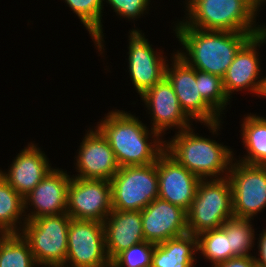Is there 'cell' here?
Returning <instances> with one entry per match:
<instances>
[{
  "mask_svg": "<svg viewBox=\"0 0 266 267\" xmlns=\"http://www.w3.org/2000/svg\"><path fill=\"white\" fill-rule=\"evenodd\" d=\"M175 32L187 52L185 54L178 51L176 52L178 56L196 70L215 74L221 78L239 49L252 36L260 34L201 30L194 27H176Z\"/></svg>",
  "mask_w": 266,
  "mask_h": 267,
  "instance_id": "1",
  "label": "cell"
},
{
  "mask_svg": "<svg viewBox=\"0 0 266 267\" xmlns=\"http://www.w3.org/2000/svg\"><path fill=\"white\" fill-rule=\"evenodd\" d=\"M96 128L109 142L119 167L155 163L165 151L166 141L159 137L147 143L150 134L147 127L130 113L111 111Z\"/></svg>",
  "mask_w": 266,
  "mask_h": 267,
  "instance_id": "2",
  "label": "cell"
},
{
  "mask_svg": "<svg viewBox=\"0 0 266 267\" xmlns=\"http://www.w3.org/2000/svg\"><path fill=\"white\" fill-rule=\"evenodd\" d=\"M186 4L188 20L176 27L238 33H262L266 29L263 25L256 27L257 10L246 0H187Z\"/></svg>",
  "mask_w": 266,
  "mask_h": 267,
  "instance_id": "3",
  "label": "cell"
},
{
  "mask_svg": "<svg viewBox=\"0 0 266 267\" xmlns=\"http://www.w3.org/2000/svg\"><path fill=\"white\" fill-rule=\"evenodd\" d=\"M193 130L190 127L178 131L173 140L165 143V151L200 179H219L217 175L230 170L233 151L215 140L196 135Z\"/></svg>",
  "mask_w": 266,
  "mask_h": 267,
  "instance_id": "4",
  "label": "cell"
},
{
  "mask_svg": "<svg viewBox=\"0 0 266 267\" xmlns=\"http://www.w3.org/2000/svg\"><path fill=\"white\" fill-rule=\"evenodd\" d=\"M213 179V180H212ZM201 179L187 211L188 233L195 236L220 228L233 217L232 189L227 177Z\"/></svg>",
  "mask_w": 266,
  "mask_h": 267,
  "instance_id": "5",
  "label": "cell"
},
{
  "mask_svg": "<svg viewBox=\"0 0 266 267\" xmlns=\"http://www.w3.org/2000/svg\"><path fill=\"white\" fill-rule=\"evenodd\" d=\"M70 221L71 217L64 213L40 216L23 222L21 235L28 242L37 265H65Z\"/></svg>",
  "mask_w": 266,
  "mask_h": 267,
  "instance_id": "6",
  "label": "cell"
},
{
  "mask_svg": "<svg viewBox=\"0 0 266 267\" xmlns=\"http://www.w3.org/2000/svg\"><path fill=\"white\" fill-rule=\"evenodd\" d=\"M110 184L113 210L141 211L158 198L157 161L120 167Z\"/></svg>",
  "mask_w": 266,
  "mask_h": 267,
  "instance_id": "7",
  "label": "cell"
},
{
  "mask_svg": "<svg viewBox=\"0 0 266 267\" xmlns=\"http://www.w3.org/2000/svg\"><path fill=\"white\" fill-rule=\"evenodd\" d=\"M237 162L232 161L225 175L231 184L233 215L252 219L266 207V165Z\"/></svg>",
  "mask_w": 266,
  "mask_h": 267,
  "instance_id": "8",
  "label": "cell"
},
{
  "mask_svg": "<svg viewBox=\"0 0 266 267\" xmlns=\"http://www.w3.org/2000/svg\"><path fill=\"white\" fill-rule=\"evenodd\" d=\"M173 56V68L171 66L170 69L167 63L165 77L171 83L181 109L189 118L204 123L216 134L221 122L220 115L202 98L196 82V69L189 66L177 53Z\"/></svg>",
  "mask_w": 266,
  "mask_h": 267,
  "instance_id": "9",
  "label": "cell"
},
{
  "mask_svg": "<svg viewBox=\"0 0 266 267\" xmlns=\"http://www.w3.org/2000/svg\"><path fill=\"white\" fill-rule=\"evenodd\" d=\"M109 262L103 223L71 218L63 267H105Z\"/></svg>",
  "mask_w": 266,
  "mask_h": 267,
  "instance_id": "10",
  "label": "cell"
},
{
  "mask_svg": "<svg viewBox=\"0 0 266 267\" xmlns=\"http://www.w3.org/2000/svg\"><path fill=\"white\" fill-rule=\"evenodd\" d=\"M112 210L110 181L71 177L66 209L71 218L103 223Z\"/></svg>",
  "mask_w": 266,
  "mask_h": 267,
  "instance_id": "11",
  "label": "cell"
},
{
  "mask_svg": "<svg viewBox=\"0 0 266 267\" xmlns=\"http://www.w3.org/2000/svg\"><path fill=\"white\" fill-rule=\"evenodd\" d=\"M266 29L252 36L237 52L233 62L223 76V86L229 99L234 91L249 89L252 93L262 96L265 78H259L260 61L257 47L266 42ZM260 79V80H257ZM257 80V81H256Z\"/></svg>",
  "mask_w": 266,
  "mask_h": 267,
  "instance_id": "12",
  "label": "cell"
},
{
  "mask_svg": "<svg viewBox=\"0 0 266 267\" xmlns=\"http://www.w3.org/2000/svg\"><path fill=\"white\" fill-rule=\"evenodd\" d=\"M157 174L158 198L188 211L201 179L180 165L166 151L157 159Z\"/></svg>",
  "mask_w": 266,
  "mask_h": 267,
  "instance_id": "13",
  "label": "cell"
},
{
  "mask_svg": "<svg viewBox=\"0 0 266 267\" xmlns=\"http://www.w3.org/2000/svg\"><path fill=\"white\" fill-rule=\"evenodd\" d=\"M148 110L152 113L153 137H161L165 130L173 127L178 131L190 128V119L181 109L176 93L166 77L145 91L141 96ZM181 128V130H180Z\"/></svg>",
  "mask_w": 266,
  "mask_h": 267,
  "instance_id": "14",
  "label": "cell"
},
{
  "mask_svg": "<svg viewBox=\"0 0 266 267\" xmlns=\"http://www.w3.org/2000/svg\"><path fill=\"white\" fill-rule=\"evenodd\" d=\"M129 38L130 77L137 93L141 96L165 77L167 60L163 55L158 56L157 52H154V48L152 49L140 30L133 29Z\"/></svg>",
  "mask_w": 266,
  "mask_h": 267,
  "instance_id": "15",
  "label": "cell"
},
{
  "mask_svg": "<svg viewBox=\"0 0 266 267\" xmlns=\"http://www.w3.org/2000/svg\"><path fill=\"white\" fill-rule=\"evenodd\" d=\"M145 241L155 245L188 233L187 211L160 198L141 210Z\"/></svg>",
  "mask_w": 266,
  "mask_h": 267,
  "instance_id": "16",
  "label": "cell"
},
{
  "mask_svg": "<svg viewBox=\"0 0 266 267\" xmlns=\"http://www.w3.org/2000/svg\"><path fill=\"white\" fill-rule=\"evenodd\" d=\"M80 144L76 158V169L80 174L74 177L110 181L120 167L102 133L98 129L90 130Z\"/></svg>",
  "mask_w": 266,
  "mask_h": 267,
  "instance_id": "17",
  "label": "cell"
},
{
  "mask_svg": "<svg viewBox=\"0 0 266 267\" xmlns=\"http://www.w3.org/2000/svg\"><path fill=\"white\" fill-rule=\"evenodd\" d=\"M70 176L59 169H52L24 198V213L27 205L33 206L34 211L24 217L32 220L45 215H59L66 213L67 189ZM26 208V209H25Z\"/></svg>",
  "mask_w": 266,
  "mask_h": 267,
  "instance_id": "18",
  "label": "cell"
},
{
  "mask_svg": "<svg viewBox=\"0 0 266 267\" xmlns=\"http://www.w3.org/2000/svg\"><path fill=\"white\" fill-rule=\"evenodd\" d=\"M46 155L39 147L28 144L10 165L8 173L0 175L23 198L52 170Z\"/></svg>",
  "mask_w": 266,
  "mask_h": 267,
  "instance_id": "19",
  "label": "cell"
},
{
  "mask_svg": "<svg viewBox=\"0 0 266 267\" xmlns=\"http://www.w3.org/2000/svg\"><path fill=\"white\" fill-rule=\"evenodd\" d=\"M103 225L105 248L110 261L122 251L145 241L141 211L112 210Z\"/></svg>",
  "mask_w": 266,
  "mask_h": 267,
  "instance_id": "20",
  "label": "cell"
},
{
  "mask_svg": "<svg viewBox=\"0 0 266 267\" xmlns=\"http://www.w3.org/2000/svg\"><path fill=\"white\" fill-rule=\"evenodd\" d=\"M197 236L186 233L155 245L151 267H194Z\"/></svg>",
  "mask_w": 266,
  "mask_h": 267,
  "instance_id": "21",
  "label": "cell"
},
{
  "mask_svg": "<svg viewBox=\"0 0 266 267\" xmlns=\"http://www.w3.org/2000/svg\"><path fill=\"white\" fill-rule=\"evenodd\" d=\"M242 125V141L247 149L240 162L251 165H266V118L248 115Z\"/></svg>",
  "mask_w": 266,
  "mask_h": 267,
  "instance_id": "22",
  "label": "cell"
},
{
  "mask_svg": "<svg viewBox=\"0 0 266 267\" xmlns=\"http://www.w3.org/2000/svg\"><path fill=\"white\" fill-rule=\"evenodd\" d=\"M23 212V197L0 175V234H20L16 224Z\"/></svg>",
  "mask_w": 266,
  "mask_h": 267,
  "instance_id": "23",
  "label": "cell"
},
{
  "mask_svg": "<svg viewBox=\"0 0 266 267\" xmlns=\"http://www.w3.org/2000/svg\"><path fill=\"white\" fill-rule=\"evenodd\" d=\"M0 236V267H34L37 264L21 233Z\"/></svg>",
  "mask_w": 266,
  "mask_h": 267,
  "instance_id": "24",
  "label": "cell"
},
{
  "mask_svg": "<svg viewBox=\"0 0 266 267\" xmlns=\"http://www.w3.org/2000/svg\"><path fill=\"white\" fill-rule=\"evenodd\" d=\"M104 0H65L91 34L99 52H102L103 31L101 15Z\"/></svg>",
  "mask_w": 266,
  "mask_h": 267,
  "instance_id": "25",
  "label": "cell"
},
{
  "mask_svg": "<svg viewBox=\"0 0 266 267\" xmlns=\"http://www.w3.org/2000/svg\"><path fill=\"white\" fill-rule=\"evenodd\" d=\"M250 221L251 219L233 216L228 218L221 226L226 235H229L231 258L252 255L248 252L254 245L253 240L255 237Z\"/></svg>",
  "mask_w": 266,
  "mask_h": 267,
  "instance_id": "26",
  "label": "cell"
},
{
  "mask_svg": "<svg viewBox=\"0 0 266 267\" xmlns=\"http://www.w3.org/2000/svg\"><path fill=\"white\" fill-rule=\"evenodd\" d=\"M197 250L216 267L231 258L229 235L221 227L205 231L197 235Z\"/></svg>",
  "mask_w": 266,
  "mask_h": 267,
  "instance_id": "27",
  "label": "cell"
},
{
  "mask_svg": "<svg viewBox=\"0 0 266 267\" xmlns=\"http://www.w3.org/2000/svg\"><path fill=\"white\" fill-rule=\"evenodd\" d=\"M196 82L202 98L220 115L229 98L225 93L223 79L215 74L196 70ZM221 112V113H220Z\"/></svg>",
  "mask_w": 266,
  "mask_h": 267,
  "instance_id": "28",
  "label": "cell"
},
{
  "mask_svg": "<svg viewBox=\"0 0 266 267\" xmlns=\"http://www.w3.org/2000/svg\"><path fill=\"white\" fill-rule=\"evenodd\" d=\"M154 247L144 241L122 251L111 262L117 267H151Z\"/></svg>",
  "mask_w": 266,
  "mask_h": 267,
  "instance_id": "29",
  "label": "cell"
},
{
  "mask_svg": "<svg viewBox=\"0 0 266 267\" xmlns=\"http://www.w3.org/2000/svg\"><path fill=\"white\" fill-rule=\"evenodd\" d=\"M107 1V0H106ZM150 0H108L107 2L113 7L114 11L128 19H133L143 15Z\"/></svg>",
  "mask_w": 266,
  "mask_h": 267,
  "instance_id": "30",
  "label": "cell"
},
{
  "mask_svg": "<svg viewBox=\"0 0 266 267\" xmlns=\"http://www.w3.org/2000/svg\"><path fill=\"white\" fill-rule=\"evenodd\" d=\"M216 267H257V264L254 256H235Z\"/></svg>",
  "mask_w": 266,
  "mask_h": 267,
  "instance_id": "31",
  "label": "cell"
},
{
  "mask_svg": "<svg viewBox=\"0 0 266 267\" xmlns=\"http://www.w3.org/2000/svg\"><path fill=\"white\" fill-rule=\"evenodd\" d=\"M261 236H259V256L260 257H256L255 256V260H256V264L257 267H266V229L263 230V233L260 234Z\"/></svg>",
  "mask_w": 266,
  "mask_h": 267,
  "instance_id": "32",
  "label": "cell"
},
{
  "mask_svg": "<svg viewBox=\"0 0 266 267\" xmlns=\"http://www.w3.org/2000/svg\"><path fill=\"white\" fill-rule=\"evenodd\" d=\"M248 3H250L257 11L259 10V7L263 2L266 0H246Z\"/></svg>",
  "mask_w": 266,
  "mask_h": 267,
  "instance_id": "33",
  "label": "cell"
},
{
  "mask_svg": "<svg viewBox=\"0 0 266 267\" xmlns=\"http://www.w3.org/2000/svg\"><path fill=\"white\" fill-rule=\"evenodd\" d=\"M262 96L266 97V77H265V85H264V91H263Z\"/></svg>",
  "mask_w": 266,
  "mask_h": 267,
  "instance_id": "34",
  "label": "cell"
},
{
  "mask_svg": "<svg viewBox=\"0 0 266 267\" xmlns=\"http://www.w3.org/2000/svg\"><path fill=\"white\" fill-rule=\"evenodd\" d=\"M105 267H117V266L114 265V264L110 261Z\"/></svg>",
  "mask_w": 266,
  "mask_h": 267,
  "instance_id": "35",
  "label": "cell"
}]
</instances>
